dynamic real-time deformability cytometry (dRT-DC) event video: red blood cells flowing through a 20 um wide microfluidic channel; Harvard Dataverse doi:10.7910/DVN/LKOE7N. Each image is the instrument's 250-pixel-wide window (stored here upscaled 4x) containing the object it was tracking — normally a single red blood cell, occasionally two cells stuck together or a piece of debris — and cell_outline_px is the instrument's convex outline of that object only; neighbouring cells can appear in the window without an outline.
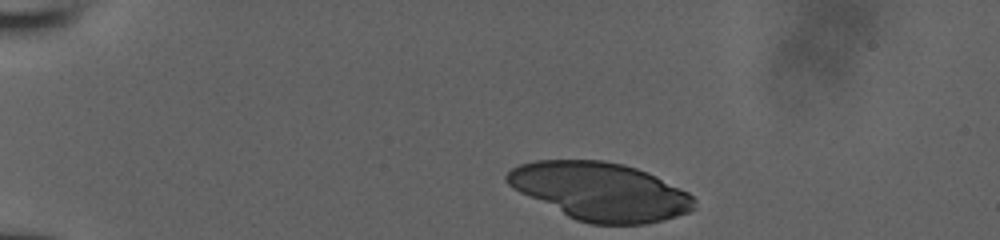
{"species": "human", "species_latin": "Homo sapiens", "temperature_condition": "room temperature", "stored_images_in_passage": 36, "camera_frame_rate_fps": 3000, "um_per_image_px": 0.085, "donor": {"sex": "male"}, "frame": {"image": 1, "passage_image": 1, "time_ms": 0.0, "image_size_px": [1000, 240], "cell_outline_px": [[696, 208], [688, 212], [664, 220], [644, 224], [592, 224], [576, 220], [512, 188], [504, 180], [504, 176], [512, 168], [520, 164], [536, 160], [604, 160], [624, 164], [648, 172], [688, 192], [696, 200]], "centroid_in_image_um": [51.03, 16.26], "position_along_channel_um": 34.0, "area_um2": 63.12}}